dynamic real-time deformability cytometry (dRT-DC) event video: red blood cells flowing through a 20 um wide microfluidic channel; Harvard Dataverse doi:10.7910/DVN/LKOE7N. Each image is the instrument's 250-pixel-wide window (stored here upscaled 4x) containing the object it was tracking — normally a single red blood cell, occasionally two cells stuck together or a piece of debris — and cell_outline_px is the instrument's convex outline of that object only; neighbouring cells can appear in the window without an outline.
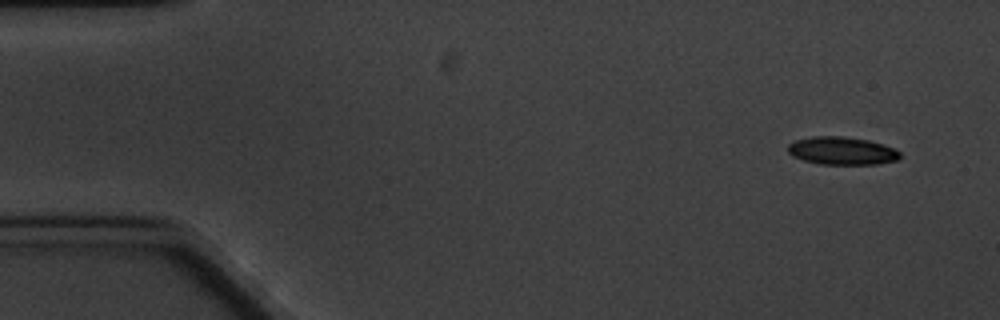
{"species": "common noctule bat (a hibernating species)", "species_latin": "Nyctalus noctula", "temperature_condition": "cold", "stored_images_in_passage": 6, "camera_frame_rate_fps": 3000, "um_per_image_px": 0.085, "animal": {"sex": "male", "body_mass_g": 20.1, "forearm_length_mm": 53.5}, "frame": {"image": 1, "passage_image": 1, "time_ms": 0.0, "image_size_px": [1000, 320], "cell_outline_px": [[900, 156], [896, 160], [876, 164], [820, 164], [804, 160], [792, 156], [788, 152], [788, 144], [792, 140], [812, 136], [844, 136], [868, 140], [884, 144], [900, 152]], "centroid_in_image_um": [71.52, 12.8], "position_along_channel_um": 13.5, "area_um2": 18.26}}
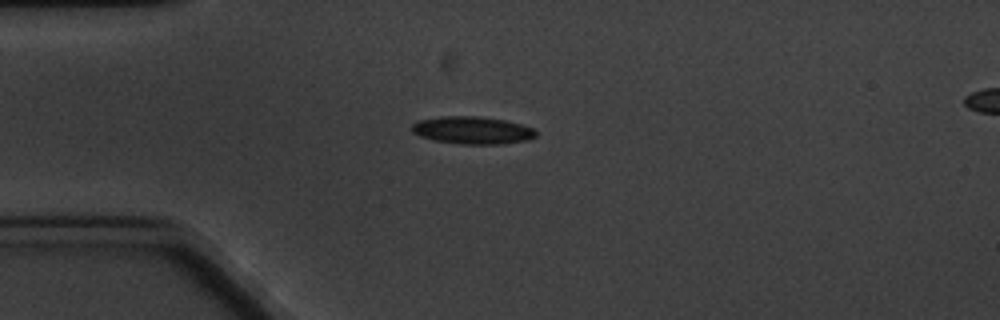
{"frame": {"image": 2, "passage_image": 4, "time_ms": 3.667, "image_size_px": [1000, 320], "cell_outline_px": [[536, 136], [528, 140], [504, 144], [460, 144], [436, 140], [420, 136], [412, 132], [412, 124], [416, 120], [440, 116], [480, 116], [504, 120], [520, 124], [532, 128], [536, 132]], "centroid_in_image_um": [40.14, 11.06], "position_along_channel_um": 44.9, "area_um2": 19.94}}